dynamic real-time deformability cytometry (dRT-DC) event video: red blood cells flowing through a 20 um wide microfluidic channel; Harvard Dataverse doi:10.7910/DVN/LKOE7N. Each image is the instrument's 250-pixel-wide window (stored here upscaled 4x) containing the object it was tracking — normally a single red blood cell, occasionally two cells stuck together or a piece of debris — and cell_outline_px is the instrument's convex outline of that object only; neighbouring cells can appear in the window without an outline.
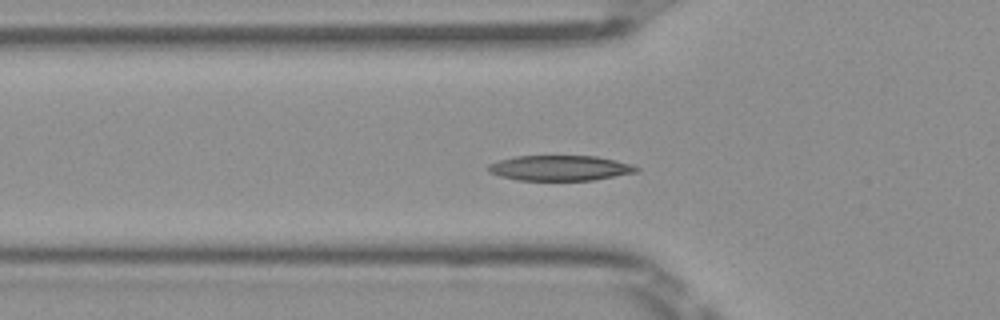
{"species": "Egyptian fruit bat (a non-hibernating species)", "species_latin": "Rousettus aegyptiacus", "temperature_condition": "room temperature", "stored_images_in_passage": 41, "segment_of_instrument_passage": [1, 2], "camera_frame_rate_fps": 3000, "um_per_image_px": 0.085, "frame": {"image": 1, "passage_image": 7, "time_ms": 2.0, "image_size_px": [1000, 320], "cell_outline_px": [[640, 172], [592, 180], [516, 180], [500, 176], [488, 172], [488, 164], [500, 160], [516, 156], [596, 156], [616, 160], [632, 164], [640, 168]], "centroid_in_image_um": [47.63, 14.28], "position_along_channel_um": 78.2, "area_um2": 21.91}}
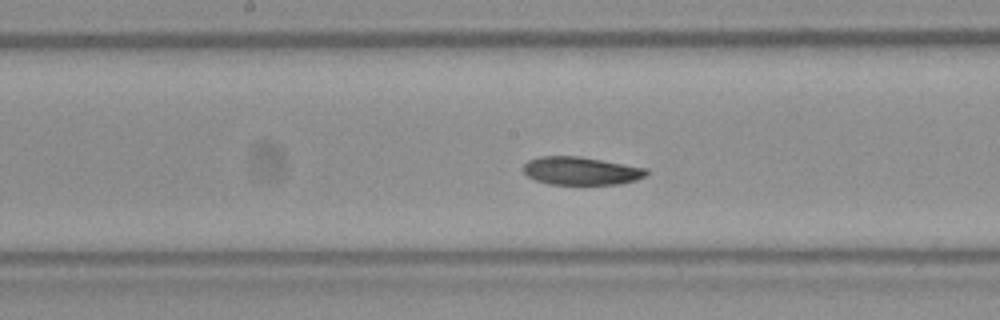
{"frame": {"image": 2, "passage_image": 16, "time_ms": 5.0, "image_size_px": [1000, 320], "cell_outline_px": [[648, 172], [644, 176], [636, 180], [620, 184], [548, 184], [536, 180], [528, 176], [520, 168], [528, 160], [540, 156], [580, 156], [648, 168]], "centroid_in_image_um": [49.37, 14.52], "position_along_channel_um": 198.8, "area_um2": 20.23}}
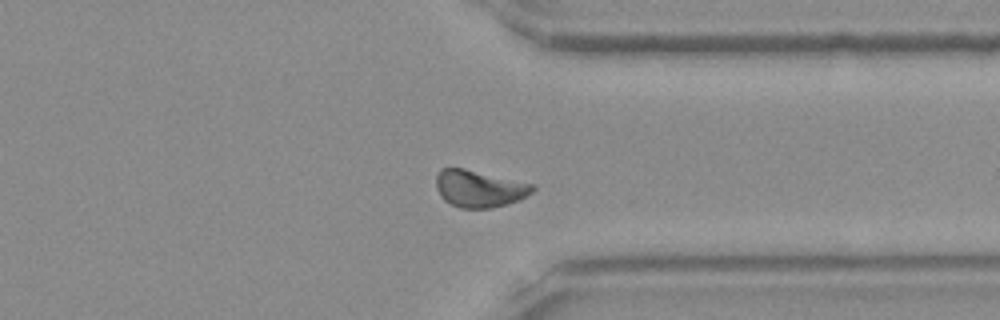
{"frame": {"image": 3, "passage_image": 29, "time_ms": 9.333, "image_size_px": [1000, 320], "cell_outline_px": [[536, 188], [532, 192], [520, 200], [508, 204], [492, 208], [460, 208], [444, 200], [440, 196], [436, 188], [436, 176], [440, 168], [464, 168], [536, 184]], "centroid_in_image_um": [40.76, 16.03], "position_along_channel_um": 370.6, "area_um2": 21.1}}